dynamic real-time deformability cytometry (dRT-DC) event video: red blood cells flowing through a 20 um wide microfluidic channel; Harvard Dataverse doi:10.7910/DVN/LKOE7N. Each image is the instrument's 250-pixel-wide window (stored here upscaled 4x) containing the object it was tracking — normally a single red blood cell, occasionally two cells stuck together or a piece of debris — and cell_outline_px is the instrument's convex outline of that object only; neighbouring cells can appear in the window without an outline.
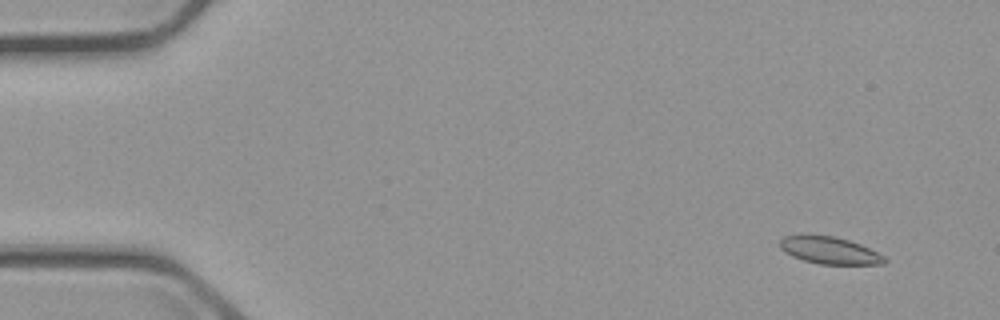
{"species": "common noctule bat (a hibernating species)", "species_latin": "Nyctalus noctula", "temperature_condition": "cold", "stored_images_in_passage": 6, "camera_frame_rate_fps": 3000, "um_per_image_px": 0.085, "animal": {"sex": "male", "body_mass_g": 23.1, "forearm_length_mm": 52.7}, "frame": {"image": 1, "passage_image": 2, "time_ms": 1.333, "image_size_px": [1000, 320], "cell_outline_px": [[888, 260], [884, 264], [820, 264], [804, 260], [792, 256], [784, 252], [780, 248], [780, 240], [784, 236], [804, 232], [832, 236], [848, 240], [860, 244], [884, 256]], "centroid_in_image_um": [70.44, 21.25], "position_along_channel_um": 14.6, "area_um2": 16.88}}
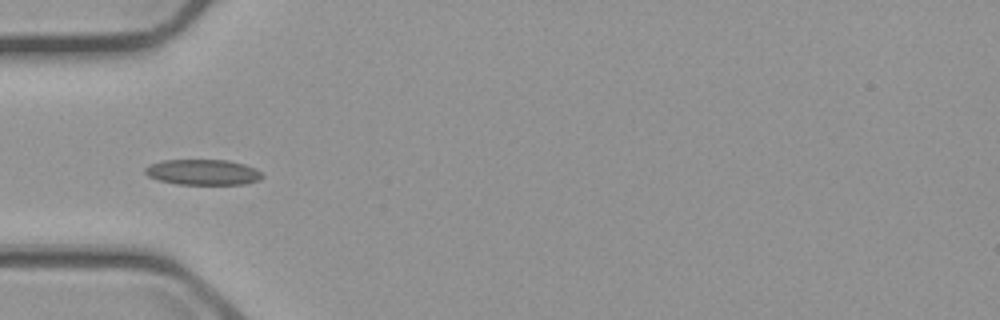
{"frame": {"image": 2, "passage_image": 6, "time_ms": 6.0, "image_size_px": [1000, 320], "cell_outline_px": [[264, 176], [260, 180], [244, 184], [176, 184], [160, 180], [148, 176], [144, 172], [144, 168], [148, 164], [160, 160], [228, 160], [244, 164], [256, 168], [264, 172]], "centroid_in_image_um": [17.27, 14.63], "position_along_channel_um": 67.7, "area_um2": 17.69}}